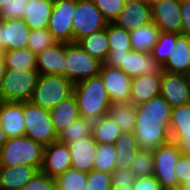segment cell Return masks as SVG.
<instances>
[{
  "mask_svg": "<svg viewBox=\"0 0 190 190\" xmlns=\"http://www.w3.org/2000/svg\"><path fill=\"white\" fill-rule=\"evenodd\" d=\"M172 109L162 96L137 105L134 134L139 148L154 150L171 141Z\"/></svg>",
  "mask_w": 190,
  "mask_h": 190,
  "instance_id": "1",
  "label": "cell"
},
{
  "mask_svg": "<svg viewBox=\"0 0 190 190\" xmlns=\"http://www.w3.org/2000/svg\"><path fill=\"white\" fill-rule=\"evenodd\" d=\"M73 94L77 99L80 116L90 121L107 115L112 105L100 75L74 84Z\"/></svg>",
  "mask_w": 190,
  "mask_h": 190,
  "instance_id": "2",
  "label": "cell"
},
{
  "mask_svg": "<svg viewBox=\"0 0 190 190\" xmlns=\"http://www.w3.org/2000/svg\"><path fill=\"white\" fill-rule=\"evenodd\" d=\"M44 146L27 136L7 139L0 154V166L26 165L39 171L43 165Z\"/></svg>",
  "mask_w": 190,
  "mask_h": 190,
  "instance_id": "3",
  "label": "cell"
},
{
  "mask_svg": "<svg viewBox=\"0 0 190 190\" xmlns=\"http://www.w3.org/2000/svg\"><path fill=\"white\" fill-rule=\"evenodd\" d=\"M74 84L60 75L40 74L30 102L51 110L73 94Z\"/></svg>",
  "mask_w": 190,
  "mask_h": 190,
  "instance_id": "4",
  "label": "cell"
},
{
  "mask_svg": "<svg viewBox=\"0 0 190 190\" xmlns=\"http://www.w3.org/2000/svg\"><path fill=\"white\" fill-rule=\"evenodd\" d=\"M40 73L37 69H7L0 90V101H30Z\"/></svg>",
  "mask_w": 190,
  "mask_h": 190,
  "instance_id": "5",
  "label": "cell"
},
{
  "mask_svg": "<svg viewBox=\"0 0 190 190\" xmlns=\"http://www.w3.org/2000/svg\"><path fill=\"white\" fill-rule=\"evenodd\" d=\"M23 116L26 124L25 136L30 137L44 147L58 140L50 110L36 106L30 101L23 102Z\"/></svg>",
  "mask_w": 190,
  "mask_h": 190,
  "instance_id": "6",
  "label": "cell"
},
{
  "mask_svg": "<svg viewBox=\"0 0 190 190\" xmlns=\"http://www.w3.org/2000/svg\"><path fill=\"white\" fill-rule=\"evenodd\" d=\"M66 60V79L73 84L99 75L103 64L75 42L66 43Z\"/></svg>",
  "mask_w": 190,
  "mask_h": 190,
  "instance_id": "7",
  "label": "cell"
},
{
  "mask_svg": "<svg viewBox=\"0 0 190 190\" xmlns=\"http://www.w3.org/2000/svg\"><path fill=\"white\" fill-rule=\"evenodd\" d=\"M108 21L92 0H76V9L73 15V43L80 39L106 28Z\"/></svg>",
  "mask_w": 190,
  "mask_h": 190,
  "instance_id": "8",
  "label": "cell"
},
{
  "mask_svg": "<svg viewBox=\"0 0 190 190\" xmlns=\"http://www.w3.org/2000/svg\"><path fill=\"white\" fill-rule=\"evenodd\" d=\"M180 154L177 144L173 141L160 145L153 150V175L159 181L163 190L180 186L174 170Z\"/></svg>",
  "mask_w": 190,
  "mask_h": 190,
  "instance_id": "9",
  "label": "cell"
},
{
  "mask_svg": "<svg viewBox=\"0 0 190 190\" xmlns=\"http://www.w3.org/2000/svg\"><path fill=\"white\" fill-rule=\"evenodd\" d=\"M76 0H54L48 29L52 37L61 43H73L72 20Z\"/></svg>",
  "mask_w": 190,
  "mask_h": 190,
  "instance_id": "10",
  "label": "cell"
},
{
  "mask_svg": "<svg viewBox=\"0 0 190 190\" xmlns=\"http://www.w3.org/2000/svg\"><path fill=\"white\" fill-rule=\"evenodd\" d=\"M99 75L112 104L130 102L132 77L111 62L102 64Z\"/></svg>",
  "mask_w": 190,
  "mask_h": 190,
  "instance_id": "11",
  "label": "cell"
},
{
  "mask_svg": "<svg viewBox=\"0 0 190 190\" xmlns=\"http://www.w3.org/2000/svg\"><path fill=\"white\" fill-rule=\"evenodd\" d=\"M111 63L130 77L162 74L163 71V66L151 56V53L135 50L118 56Z\"/></svg>",
  "mask_w": 190,
  "mask_h": 190,
  "instance_id": "12",
  "label": "cell"
},
{
  "mask_svg": "<svg viewBox=\"0 0 190 190\" xmlns=\"http://www.w3.org/2000/svg\"><path fill=\"white\" fill-rule=\"evenodd\" d=\"M181 0H160L151 4L152 21L160 32L182 34Z\"/></svg>",
  "mask_w": 190,
  "mask_h": 190,
  "instance_id": "13",
  "label": "cell"
},
{
  "mask_svg": "<svg viewBox=\"0 0 190 190\" xmlns=\"http://www.w3.org/2000/svg\"><path fill=\"white\" fill-rule=\"evenodd\" d=\"M160 96H162L172 108L190 103L188 75L163 70Z\"/></svg>",
  "mask_w": 190,
  "mask_h": 190,
  "instance_id": "14",
  "label": "cell"
},
{
  "mask_svg": "<svg viewBox=\"0 0 190 190\" xmlns=\"http://www.w3.org/2000/svg\"><path fill=\"white\" fill-rule=\"evenodd\" d=\"M31 29L23 19L0 20V48L3 51L25 49Z\"/></svg>",
  "mask_w": 190,
  "mask_h": 190,
  "instance_id": "15",
  "label": "cell"
},
{
  "mask_svg": "<svg viewBox=\"0 0 190 190\" xmlns=\"http://www.w3.org/2000/svg\"><path fill=\"white\" fill-rule=\"evenodd\" d=\"M170 137L181 154L190 155V103L172 109Z\"/></svg>",
  "mask_w": 190,
  "mask_h": 190,
  "instance_id": "16",
  "label": "cell"
},
{
  "mask_svg": "<svg viewBox=\"0 0 190 190\" xmlns=\"http://www.w3.org/2000/svg\"><path fill=\"white\" fill-rule=\"evenodd\" d=\"M152 22L151 4L146 0L125 2L124 8L113 21L114 24L131 31Z\"/></svg>",
  "mask_w": 190,
  "mask_h": 190,
  "instance_id": "17",
  "label": "cell"
},
{
  "mask_svg": "<svg viewBox=\"0 0 190 190\" xmlns=\"http://www.w3.org/2000/svg\"><path fill=\"white\" fill-rule=\"evenodd\" d=\"M66 43L57 42L36 54V69L40 74L66 78Z\"/></svg>",
  "mask_w": 190,
  "mask_h": 190,
  "instance_id": "18",
  "label": "cell"
},
{
  "mask_svg": "<svg viewBox=\"0 0 190 190\" xmlns=\"http://www.w3.org/2000/svg\"><path fill=\"white\" fill-rule=\"evenodd\" d=\"M71 168V155L66 143L55 141L44 147L43 165L41 171L52 178L63 174Z\"/></svg>",
  "mask_w": 190,
  "mask_h": 190,
  "instance_id": "19",
  "label": "cell"
},
{
  "mask_svg": "<svg viewBox=\"0 0 190 190\" xmlns=\"http://www.w3.org/2000/svg\"><path fill=\"white\" fill-rule=\"evenodd\" d=\"M71 155V168L83 172H90L94 169V161L97 143L93 134L87 137L78 138L67 144Z\"/></svg>",
  "mask_w": 190,
  "mask_h": 190,
  "instance_id": "20",
  "label": "cell"
},
{
  "mask_svg": "<svg viewBox=\"0 0 190 190\" xmlns=\"http://www.w3.org/2000/svg\"><path fill=\"white\" fill-rule=\"evenodd\" d=\"M0 123L7 139L25 136L23 102L0 101Z\"/></svg>",
  "mask_w": 190,
  "mask_h": 190,
  "instance_id": "21",
  "label": "cell"
},
{
  "mask_svg": "<svg viewBox=\"0 0 190 190\" xmlns=\"http://www.w3.org/2000/svg\"><path fill=\"white\" fill-rule=\"evenodd\" d=\"M162 74H150L132 77L130 102L134 105L147 102L160 96Z\"/></svg>",
  "mask_w": 190,
  "mask_h": 190,
  "instance_id": "22",
  "label": "cell"
},
{
  "mask_svg": "<svg viewBox=\"0 0 190 190\" xmlns=\"http://www.w3.org/2000/svg\"><path fill=\"white\" fill-rule=\"evenodd\" d=\"M38 171L26 165L0 166V190H21Z\"/></svg>",
  "mask_w": 190,
  "mask_h": 190,
  "instance_id": "23",
  "label": "cell"
},
{
  "mask_svg": "<svg viewBox=\"0 0 190 190\" xmlns=\"http://www.w3.org/2000/svg\"><path fill=\"white\" fill-rule=\"evenodd\" d=\"M167 72L190 74V35L181 34L175 43L174 50L163 65Z\"/></svg>",
  "mask_w": 190,
  "mask_h": 190,
  "instance_id": "24",
  "label": "cell"
},
{
  "mask_svg": "<svg viewBox=\"0 0 190 190\" xmlns=\"http://www.w3.org/2000/svg\"><path fill=\"white\" fill-rule=\"evenodd\" d=\"M54 0H31L26 7L23 20L30 29L47 28Z\"/></svg>",
  "mask_w": 190,
  "mask_h": 190,
  "instance_id": "25",
  "label": "cell"
},
{
  "mask_svg": "<svg viewBox=\"0 0 190 190\" xmlns=\"http://www.w3.org/2000/svg\"><path fill=\"white\" fill-rule=\"evenodd\" d=\"M56 133L59 135L68 125L80 117L77 99L74 94L50 110Z\"/></svg>",
  "mask_w": 190,
  "mask_h": 190,
  "instance_id": "26",
  "label": "cell"
},
{
  "mask_svg": "<svg viewBox=\"0 0 190 190\" xmlns=\"http://www.w3.org/2000/svg\"><path fill=\"white\" fill-rule=\"evenodd\" d=\"M116 148V168L130 169L132 161L135 159L139 147L134 131L122 132L115 141Z\"/></svg>",
  "mask_w": 190,
  "mask_h": 190,
  "instance_id": "27",
  "label": "cell"
},
{
  "mask_svg": "<svg viewBox=\"0 0 190 190\" xmlns=\"http://www.w3.org/2000/svg\"><path fill=\"white\" fill-rule=\"evenodd\" d=\"M77 44L91 57L96 58L103 64L109 62V41L106 28L80 39Z\"/></svg>",
  "mask_w": 190,
  "mask_h": 190,
  "instance_id": "28",
  "label": "cell"
},
{
  "mask_svg": "<svg viewBox=\"0 0 190 190\" xmlns=\"http://www.w3.org/2000/svg\"><path fill=\"white\" fill-rule=\"evenodd\" d=\"M132 50L151 53L153 46L157 43L160 29L152 21L136 30L129 31Z\"/></svg>",
  "mask_w": 190,
  "mask_h": 190,
  "instance_id": "29",
  "label": "cell"
},
{
  "mask_svg": "<svg viewBox=\"0 0 190 190\" xmlns=\"http://www.w3.org/2000/svg\"><path fill=\"white\" fill-rule=\"evenodd\" d=\"M106 31L109 41V62L132 50L129 31L124 30L113 22H108Z\"/></svg>",
  "mask_w": 190,
  "mask_h": 190,
  "instance_id": "30",
  "label": "cell"
},
{
  "mask_svg": "<svg viewBox=\"0 0 190 190\" xmlns=\"http://www.w3.org/2000/svg\"><path fill=\"white\" fill-rule=\"evenodd\" d=\"M137 106L132 102L112 104L107 116L119 126L122 132H132L135 129Z\"/></svg>",
  "mask_w": 190,
  "mask_h": 190,
  "instance_id": "31",
  "label": "cell"
},
{
  "mask_svg": "<svg viewBox=\"0 0 190 190\" xmlns=\"http://www.w3.org/2000/svg\"><path fill=\"white\" fill-rule=\"evenodd\" d=\"M121 133L119 126L107 115L92 121V134L96 143L115 144Z\"/></svg>",
  "mask_w": 190,
  "mask_h": 190,
  "instance_id": "32",
  "label": "cell"
},
{
  "mask_svg": "<svg viewBox=\"0 0 190 190\" xmlns=\"http://www.w3.org/2000/svg\"><path fill=\"white\" fill-rule=\"evenodd\" d=\"M7 69L30 70L36 69V54L28 48L3 51Z\"/></svg>",
  "mask_w": 190,
  "mask_h": 190,
  "instance_id": "33",
  "label": "cell"
},
{
  "mask_svg": "<svg viewBox=\"0 0 190 190\" xmlns=\"http://www.w3.org/2000/svg\"><path fill=\"white\" fill-rule=\"evenodd\" d=\"M89 135H92V121L80 116L60 132L58 141L69 144Z\"/></svg>",
  "mask_w": 190,
  "mask_h": 190,
  "instance_id": "34",
  "label": "cell"
},
{
  "mask_svg": "<svg viewBox=\"0 0 190 190\" xmlns=\"http://www.w3.org/2000/svg\"><path fill=\"white\" fill-rule=\"evenodd\" d=\"M180 35L179 33L160 32L158 41L151 51V56L162 66L171 56L176 40Z\"/></svg>",
  "mask_w": 190,
  "mask_h": 190,
  "instance_id": "35",
  "label": "cell"
},
{
  "mask_svg": "<svg viewBox=\"0 0 190 190\" xmlns=\"http://www.w3.org/2000/svg\"><path fill=\"white\" fill-rule=\"evenodd\" d=\"M57 190H86L87 173L75 169H67L55 178Z\"/></svg>",
  "mask_w": 190,
  "mask_h": 190,
  "instance_id": "36",
  "label": "cell"
},
{
  "mask_svg": "<svg viewBox=\"0 0 190 190\" xmlns=\"http://www.w3.org/2000/svg\"><path fill=\"white\" fill-rule=\"evenodd\" d=\"M94 170L111 173L116 168V148L114 144L97 143Z\"/></svg>",
  "mask_w": 190,
  "mask_h": 190,
  "instance_id": "37",
  "label": "cell"
},
{
  "mask_svg": "<svg viewBox=\"0 0 190 190\" xmlns=\"http://www.w3.org/2000/svg\"><path fill=\"white\" fill-rule=\"evenodd\" d=\"M130 170L135 178L145 177L154 174V157L153 150L139 148L135 159L130 165Z\"/></svg>",
  "mask_w": 190,
  "mask_h": 190,
  "instance_id": "38",
  "label": "cell"
},
{
  "mask_svg": "<svg viewBox=\"0 0 190 190\" xmlns=\"http://www.w3.org/2000/svg\"><path fill=\"white\" fill-rule=\"evenodd\" d=\"M56 43L48 28L31 29L27 48L37 54Z\"/></svg>",
  "mask_w": 190,
  "mask_h": 190,
  "instance_id": "39",
  "label": "cell"
},
{
  "mask_svg": "<svg viewBox=\"0 0 190 190\" xmlns=\"http://www.w3.org/2000/svg\"><path fill=\"white\" fill-rule=\"evenodd\" d=\"M86 190H112L111 173L94 169L88 172Z\"/></svg>",
  "mask_w": 190,
  "mask_h": 190,
  "instance_id": "40",
  "label": "cell"
},
{
  "mask_svg": "<svg viewBox=\"0 0 190 190\" xmlns=\"http://www.w3.org/2000/svg\"><path fill=\"white\" fill-rule=\"evenodd\" d=\"M108 22H113L124 8L125 0H92Z\"/></svg>",
  "mask_w": 190,
  "mask_h": 190,
  "instance_id": "41",
  "label": "cell"
},
{
  "mask_svg": "<svg viewBox=\"0 0 190 190\" xmlns=\"http://www.w3.org/2000/svg\"><path fill=\"white\" fill-rule=\"evenodd\" d=\"M21 190H57L56 181L40 170Z\"/></svg>",
  "mask_w": 190,
  "mask_h": 190,
  "instance_id": "42",
  "label": "cell"
},
{
  "mask_svg": "<svg viewBox=\"0 0 190 190\" xmlns=\"http://www.w3.org/2000/svg\"><path fill=\"white\" fill-rule=\"evenodd\" d=\"M29 1L31 0H11L8 6H4L0 11V20L23 19Z\"/></svg>",
  "mask_w": 190,
  "mask_h": 190,
  "instance_id": "43",
  "label": "cell"
},
{
  "mask_svg": "<svg viewBox=\"0 0 190 190\" xmlns=\"http://www.w3.org/2000/svg\"><path fill=\"white\" fill-rule=\"evenodd\" d=\"M175 173L181 186L190 179V155L180 154L178 162L175 165Z\"/></svg>",
  "mask_w": 190,
  "mask_h": 190,
  "instance_id": "44",
  "label": "cell"
},
{
  "mask_svg": "<svg viewBox=\"0 0 190 190\" xmlns=\"http://www.w3.org/2000/svg\"><path fill=\"white\" fill-rule=\"evenodd\" d=\"M112 187L127 186L134 183L135 177L130 169L115 168L111 172Z\"/></svg>",
  "mask_w": 190,
  "mask_h": 190,
  "instance_id": "45",
  "label": "cell"
},
{
  "mask_svg": "<svg viewBox=\"0 0 190 190\" xmlns=\"http://www.w3.org/2000/svg\"><path fill=\"white\" fill-rule=\"evenodd\" d=\"M132 185L134 190H163L154 175L137 177Z\"/></svg>",
  "mask_w": 190,
  "mask_h": 190,
  "instance_id": "46",
  "label": "cell"
},
{
  "mask_svg": "<svg viewBox=\"0 0 190 190\" xmlns=\"http://www.w3.org/2000/svg\"><path fill=\"white\" fill-rule=\"evenodd\" d=\"M182 34L190 35V0H181Z\"/></svg>",
  "mask_w": 190,
  "mask_h": 190,
  "instance_id": "47",
  "label": "cell"
},
{
  "mask_svg": "<svg viewBox=\"0 0 190 190\" xmlns=\"http://www.w3.org/2000/svg\"><path fill=\"white\" fill-rule=\"evenodd\" d=\"M6 70H7V67L5 64V59L3 57V53H0V90L2 87L3 78L6 74Z\"/></svg>",
  "mask_w": 190,
  "mask_h": 190,
  "instance_id": "48",
  "label": "cell"
},
{
  "mask_svg": "<svg viewBox=\"0 0 190 190\" xmlns=\"http://www.w3.org/2000/svg\"><path fill=\"white\" fill-rule=\"evenodd\" d=\"M6 141H7V137L5 136L4 131L2 130V127H1V123H0V154Z\"/></svg>",
  "mask_w": 190,
  "mask_h": 190,
  "instance_id": "49",
  "label": "cell"
},
{
  "mask_svg": "<svg viewBox=\"0 0 190 190\" xmlns=\"http://www.w3.org/2000/svg\"><path fill=\"white\" fill-rule=\"evenodd\" d=\"M112 190H134L133 185H127V186H119V187H112Z\"/></svg>",
  "mask_w": 190,
  "mask_h": 190,
  "instance_id": "50",
  "label": "cell"
},
{
  "mask_svg": "<svg viewBox=\"0 0 190 190\" xmlns=\"http://www.w3.org/2000/svg\"><path fill=\"white\" fill-rule=\"evenodd\" d=\"M11 0H0V11L4 9V6H8Z\"/></svg>",
  "mask_w": 190,
  "mask_h": 190,
  "instance_id": "51",
  "label": "cell"
},
{
  "mask_svg": "<svg viewBox=\"0 0 190 190\" xmlns=\"http://www.w3.org/2000/svg\"><path fill=\"white\" fill-rule=\"evenodd\" d=\"M181 187L184 189V190H190V179L189 181H187L186 183H183L181 185Z\"/></svg>",
  "mask_w": 190,
  "mask_h": 190,
  "instance_id": "52",
  "label": "cell"
},
{
  "mask_svg": "<svg viewBox=\"0 0 190 190\" xmlns=\"http://www.w3.org/2000/svg\"><path fill=\"white\" fill-rule=\"evenodd\" d=\"M165 190H184V189L181 186H178V187L168 188V189H165Z\"/></svg>",
  "mask_w": 190,
  "mask_h": 190,
  "instance_id": "53",
  "label": "cell"
},
{
  "mask_svg": "<svg viewBox=\"0 0 190 190\" xmlns=\"http://www.w3.org/2000/svg\"><path fill=\"white\" fill-rule=\"evenodd\" d=\"M146 1L149 2L150 4H154V3H156V2H158L160 0H146Z\"/></svg>",
  "mask_w": 190,
  "mask_h": 190,
  "instance_id": "54",
  "label": "cell"
},
{
  "mask_svg": "<svg viewBox=\"0 0 190 190\" xmlns=\"http://www.w3.org/2000/svg\"><path fill=\"white\" fill-rule=\"evenodd\" d=\"M130 1H141V0H125V2H130Z\"/></svg>",
  "mask_w": 190,
  "mask_h": 190,
  "instance_id": "55",
  "label": "cell"
},
{
  "mask_svg": "<svg viewBox=\"0 0 190 190\" xmlns=\"http://www.w3.org/2000/svg\"><path fill=\"white\" fill-rule=\"evenodd\" d=\"M188 80H189V85H190V74H188Z\"/></svg>",
  "mask_w": 190,
  "mask_h": 190,
  "instance_id": "56",
  "label": "cell"
}]
</instances>
